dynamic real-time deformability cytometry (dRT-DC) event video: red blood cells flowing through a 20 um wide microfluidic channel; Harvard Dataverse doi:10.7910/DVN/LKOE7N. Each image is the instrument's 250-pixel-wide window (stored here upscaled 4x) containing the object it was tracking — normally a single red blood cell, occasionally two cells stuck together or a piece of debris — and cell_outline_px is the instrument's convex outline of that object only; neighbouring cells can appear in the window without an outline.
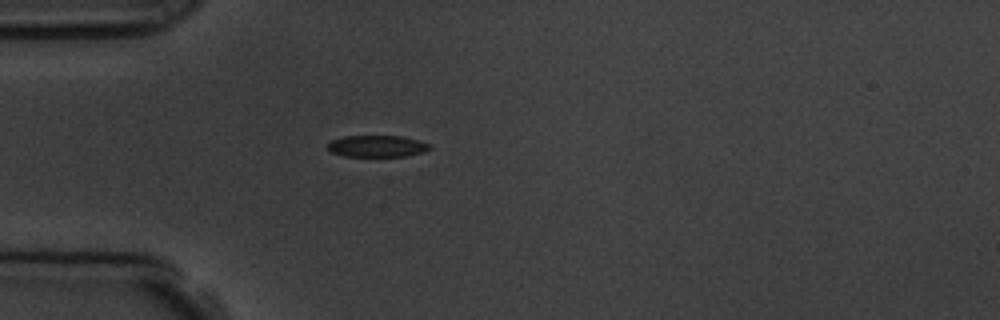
{"species": "common noctule bat (a hibernating species)", "species_latin": "Nyctalus noctula", "temperature_condition": "room temperature", "stored_images_in_passage": 39, "camera_frame_rate_fps": 3000, "um_per_image_px": 0.085, "animal": {"sex": "male", "body_mass_g": 19.5, "forearm_length_mm": 54.6}, "frame": {"image": 1, "passage_image": 1, "time_ms": 0.0, "image_size_px": [1000, 320], "cell_outline_px": [[432, 148], [424, 152], [408, 156], [344, 156], [332, 152], [328, 148], [328, 144], [332, 140], [344, 136], [404, 136], [420, 140], [428, 144]], "centroid_in_image_um": [32.1, 12.42], "position_along_channel_um": 52.9, "area_um2": 12.89}}
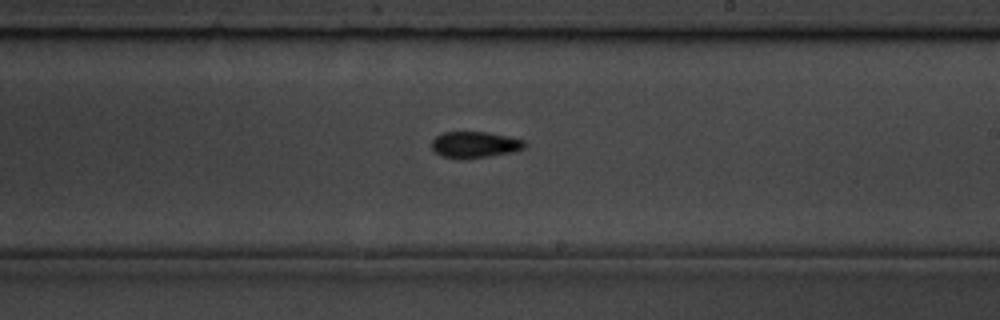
{"frame": {"image": 2, "passage_image": 17, "time_ms": 5.333, "image_size_px": [1000, 320], "cell_outline_px": [[524, 148], [508, 152], [484, 156], [440, 156], [432, 148], [432, 140], [436, 136], [444, 132], [484, 132], [508, 136], [524, 140]], "centroid_in_image_um": [40.33, 12.24], "position_along_channel_um": 248.7, "area_um2": 13.35}, "authors_computed_cell_mechanics": {"area_um2": 13.2362, "velocity_mm_per_s": 3.8322, "shape_relaxation_time_tau1_ms": 1.5479, "shape_relaxation_time_tau2_ms": 4.6578, "deformation_change_tau1": 0.0862, "deformation_change_tau2": 0.1104}}